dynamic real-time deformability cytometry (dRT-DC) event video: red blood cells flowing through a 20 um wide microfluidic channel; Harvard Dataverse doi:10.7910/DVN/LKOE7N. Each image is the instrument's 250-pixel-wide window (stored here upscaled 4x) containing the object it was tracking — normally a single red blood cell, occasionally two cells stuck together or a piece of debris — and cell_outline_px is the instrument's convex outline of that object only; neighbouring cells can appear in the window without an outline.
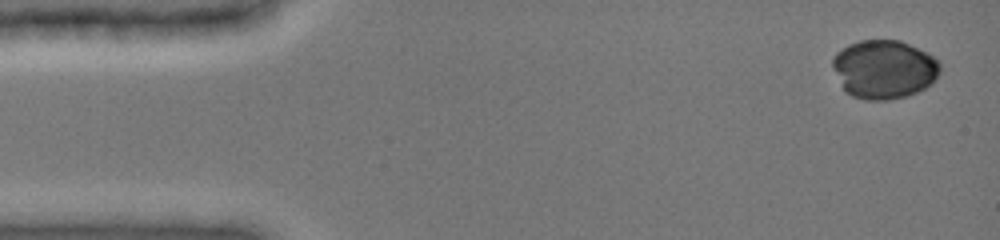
{"species": "common noctule bat (a hibernating species)", "species_latin": "Nyctalus noctula", "temperature_condition": "cold", "stored_images_in_passage": 36, "camera_frame_rate_fps": 3000, "um_per_image_px": 0.085, "animal": {"sex": "female", "body_mass_g": 19.0, "forearm_length_mm": 51.5}, "frame": {"image": 1, "passage_image": 1, "time_ms": 0.0, "image_size_px": [1000, 240], "cell_outline_px": [[940, 72], [932, 84], [908, 96], [888, 100], [868, 100], [852, 96], [844, 92], [832, 68], [832, 60], [836, 52], [848, 44], [860, 40], [900, 40], [928, 52], [940, 60]], "centroid_in_image_um": [75.15, 5.89], "position_along_channel_um": 9.9, "area_um2": 37.28}}